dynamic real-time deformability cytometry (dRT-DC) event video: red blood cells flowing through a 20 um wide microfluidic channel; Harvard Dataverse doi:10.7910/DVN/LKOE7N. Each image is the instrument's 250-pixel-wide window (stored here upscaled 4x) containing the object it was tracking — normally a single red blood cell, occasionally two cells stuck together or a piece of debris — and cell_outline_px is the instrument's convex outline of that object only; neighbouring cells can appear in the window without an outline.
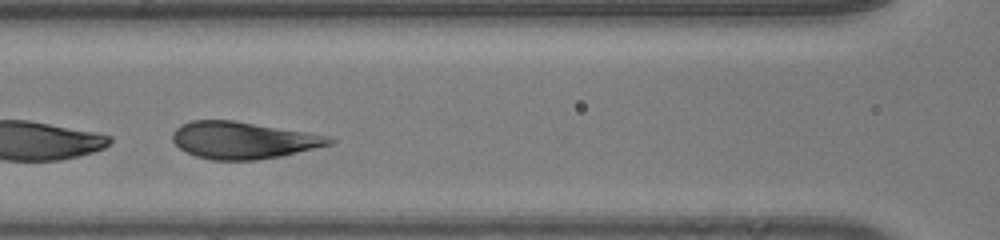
{"species": "human", "species_latin": "Homo sapiens", "temperature_condition": "room temperature", "stored_images_in_passage": 31, "segment_of_instrument_passage": [2, 2], "camera_frame_rate_fps": 3000, "um_per_image_px": 0.085, "donor": {"sex": "male"}, "frame": {"image": 1, "passage_image": 11, "time_ms": 3.333, "image_size_px": [1000, 240], "cell_outline_px": [[336, 140], [332, 144], [280, 156], [256, 160], [212, 160], [196, 156], [180, 148], [172, 140], [172, 132], [180, 124], [192, 120], [232, 120], [328, 136]], "centroid_in_image_um": [20.62, 11.92], "position_along_channel_um": 146.0, "area_um2": 33.47}}
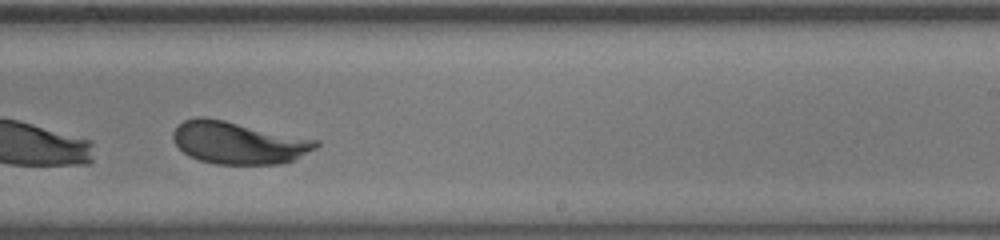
{"frame": {"image": 2, "passage_image": 20, "time_ms": 6.333, "image_size_px": [1000, 240], "cell_outline_px": [[320, 144], [316, 148], [284, 164], [216, 164], [200, 160], [188, 156], [176, 144], [172, 136], [172, 132], [184, 120], [196, 116], [204, 116], [224, 120], [320, 140]], "centroid_in_image_um": [20.27, 12.12], "position_along_channel_um": 268.7, "area_um2": 35.26}}
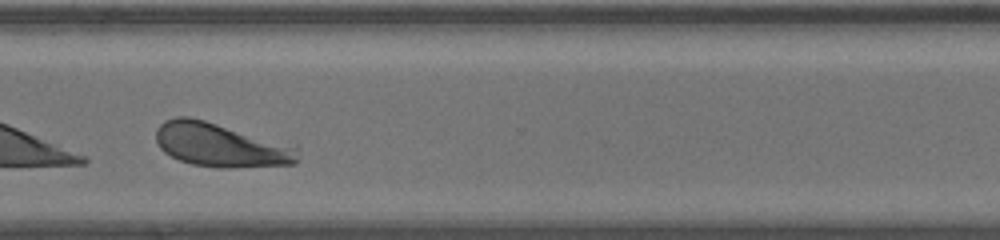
{"frame": {"image": 3, "passage_image": 26, "time_ms": 8.333, "image_size_px": [1000, 240], "cell_outline_px": [[296, 164], [228, 168], [220, 168], [192, 164], [180, 160], [164, 152], [160, 148], [156, 140], [156, 128], [164, 120], [176, 116], [188, 116], [204, 120], [296, 144]], "centroid_in_image_um": [18.77, 12.31], "position_along_channel_um": 351.8, "area_um2": 36.59}}